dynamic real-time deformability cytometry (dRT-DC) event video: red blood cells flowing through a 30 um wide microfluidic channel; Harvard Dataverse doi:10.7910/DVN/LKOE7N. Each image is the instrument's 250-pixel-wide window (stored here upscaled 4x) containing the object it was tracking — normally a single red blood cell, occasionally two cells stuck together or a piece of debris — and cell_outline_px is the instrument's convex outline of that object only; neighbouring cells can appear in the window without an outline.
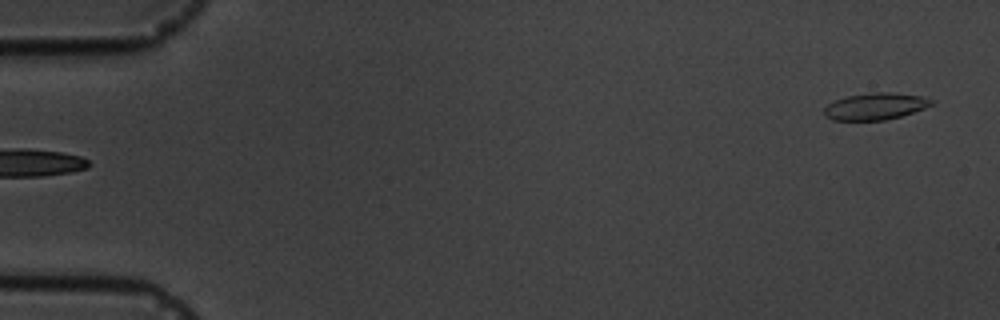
{"species": "common noctule bat (a hibernating species)", "species_latin": "Nyctalus noctula", "temperature_condition": "cold", "stored_images_in_passage": 5, "segment_of_instrument_passage": [2, 2], "camera_frame_rate_fps": 3000, "um_per_image_px": 0.085, "animal": {"sex": "male", "body_mass_g": 19.5, "forearm_length_mm": 54.6}, "frame": {"image": 1, "passage_image": 5, "time_ms": 6.333, "image_size_px": [1000, 320], "cell_outline_px": [[936, 100], [932, 104], [924, 108], [900, 116], [884, 120], [832, 120], [824, 116], [824, 108], [828, 104], [836, 100], [848, 96], [872, 92], [892, 92], [920, 96]], "centroid_in_image_um": [74.39, 9.03], "position_along_channel_um": 10.6, "area_um2": 16.65}}